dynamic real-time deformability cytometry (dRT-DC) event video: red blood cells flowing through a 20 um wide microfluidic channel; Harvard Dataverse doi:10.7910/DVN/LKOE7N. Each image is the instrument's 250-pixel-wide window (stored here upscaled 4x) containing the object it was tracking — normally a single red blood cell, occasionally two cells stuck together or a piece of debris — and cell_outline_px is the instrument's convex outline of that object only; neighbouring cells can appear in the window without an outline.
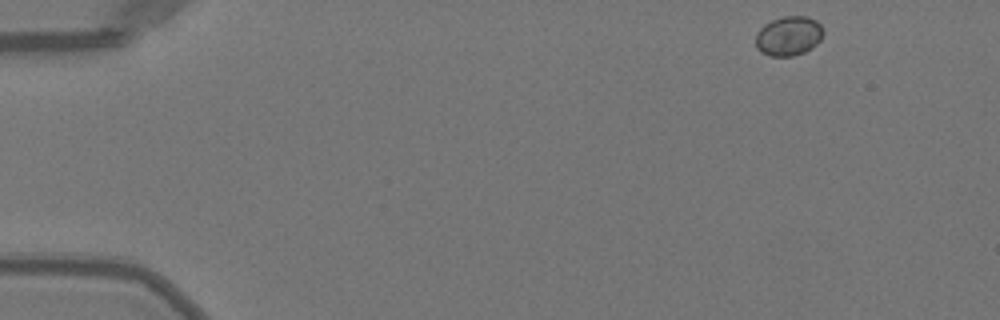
{"species": "Egyptian fruit bat (a non-hibernating species)", "species_latin": "Rousettus aegyptiacus", "temperature_condition": "warm", "stored_images_in_passage": 47, "camera_frame_rate_fps": 3000, "um_per_image_px": 0.085, "animal": {"sex": "female"}, "frame": {"image": 1, "passage_image": 1, "time_ms": 0.0, "image_size_px": [1000, 320], "cell_outline_px": [[824, 32], [820, 40], [812, 48], [804, 52], [792, 56], [772, 56], [760, 52], [756, 48], [756, 32], [764, 24], [772, 20], [784, 16], [808, 16], [816, 20], [820, 24]], "centroid_in_image_um": [67.03, 3.05], "position_along_channel_um": 18.0, "area_um2": 15.66}}
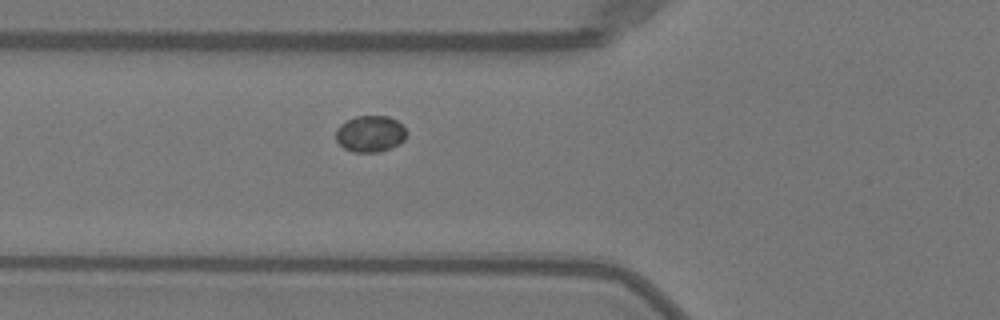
{"frame": {"image": 2, "passage_image": 15, "time_ms": 4.667, "image_size_px": [1000, 320], "cell_outline_px": [[408, 132], [404, 140], [380, 152], [352, 152], [344, 148], [336, 140], [336, 128], [340, 124], [356, 116], [388, 116], [396, 120]], "centroid_in_image_um": [31.45, 11.37], "position_along_channel_um": 94.4, "area_um2": 14.91}}
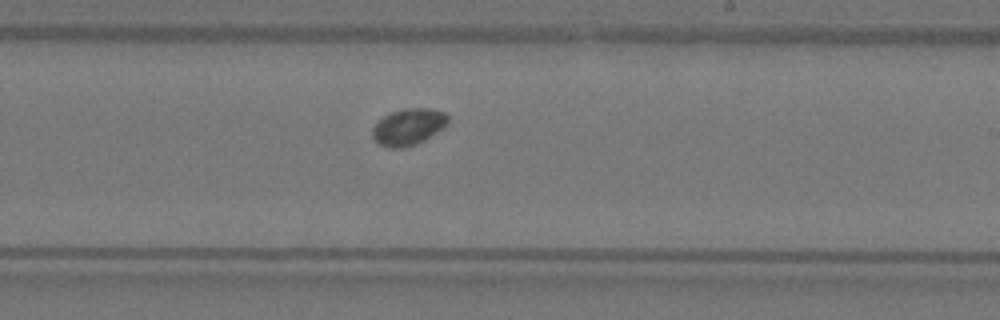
{"frame": {"image": 3, "passage_image": 27, "time_ms": 8.667, "image_size_px": [1000, 320], "cell_outline_px": [[448, 124], [424, 140], [416, 144], [400, 148], [392, 148], [380, 144], [372, 136], [372, 128], [384, 116], [392, 112], [404, 108], [428, 108], [444, 112], [448, 116]], "centroid_in_image_um": [34.72, 10.77], "position_along_channel_um": 254.3, "area_um2": 15.84}, "authors_computed_cell_mechanics": {"area_um2": 15.4904, "velocity_mm_per_s": 4.0045, "shape_relaxation_time_tau1_ms": null, "shape_relaxation_time_tau2_ms": 9.4242, "deformation_change_tau1": null, "deformation_change_tau2": 0.0946}}